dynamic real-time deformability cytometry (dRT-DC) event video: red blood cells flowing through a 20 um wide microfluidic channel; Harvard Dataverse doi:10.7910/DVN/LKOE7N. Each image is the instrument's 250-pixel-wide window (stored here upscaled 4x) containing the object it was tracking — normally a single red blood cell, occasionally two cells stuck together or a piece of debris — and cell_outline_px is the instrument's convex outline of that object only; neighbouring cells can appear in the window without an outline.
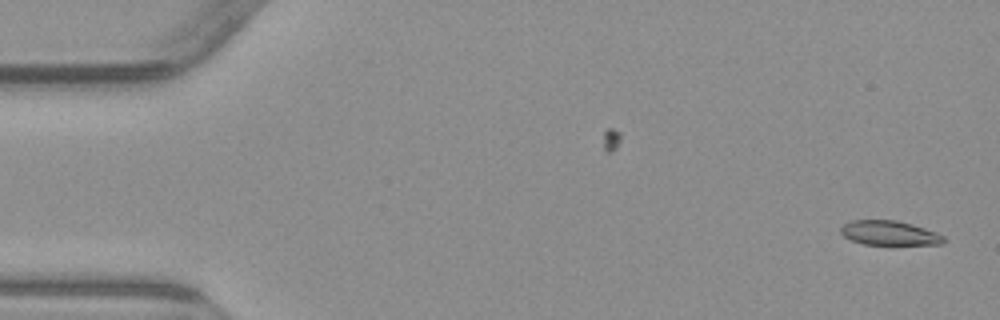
{"species": "common noctule bat (a hibernating species)", "species_latin": "Nyctalus noctula", "temperature_condition": "warm", "stored_images_in_passage": 2, "camera_frame_rate_fps": 3000, "um_per_image_px": 0.085, "animal": {"sex": "male", "body_mass_g": 23.1, "forearm_length_mm": 52.7}, "frame": {"image": 1, "passage_image": 2, "time_ms": 1.333, "image_size_px": [1000, 320], "cell_outline_px": [[944, 244], [864, 244], [852, 240], [844, 236], [840, 232], [840, 228], [844, 224], [852, 220], [896, 220], [912, 224], [936, 232], [944, 236]], "centroid_in_image_um": [75.59, 19.8], "position_along_channel_um": 9.4, "area_um2": 14.51}}